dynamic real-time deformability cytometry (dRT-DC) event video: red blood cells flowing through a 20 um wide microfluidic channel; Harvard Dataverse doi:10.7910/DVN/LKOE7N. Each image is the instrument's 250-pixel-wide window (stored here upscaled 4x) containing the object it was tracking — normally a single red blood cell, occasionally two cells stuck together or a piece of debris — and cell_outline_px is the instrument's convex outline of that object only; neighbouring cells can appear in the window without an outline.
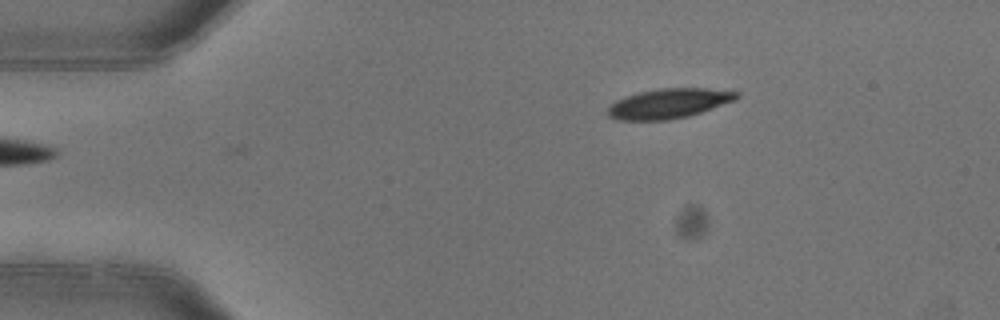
{"species": "common noctule bat (a hibernating species)", "species_latin": "Nyctalus noctula", "temperature_condition": "warm", "stored_images_in_passage": 2, "camera_frame_rate_fps": 3000, "um_per_image_px": 0.085, "animal": {"sex": "female"}, "frame": {"image": 1, "passage_image": 2, "time_ms": 0.333, "image_size_px": [1000, 320], "cell_outline_px": [[740, 96], [736, 100], [688, 116], [668, 120], [616, 120], [608, 116], [608, 108], [616, 100], [640, 92], [656, 88], [708, 88], [740, 92]], "centroid_in_image_um": [56.87, 8.79], "position_along_channel_um": 28.1, "area_um2": 22.31}}